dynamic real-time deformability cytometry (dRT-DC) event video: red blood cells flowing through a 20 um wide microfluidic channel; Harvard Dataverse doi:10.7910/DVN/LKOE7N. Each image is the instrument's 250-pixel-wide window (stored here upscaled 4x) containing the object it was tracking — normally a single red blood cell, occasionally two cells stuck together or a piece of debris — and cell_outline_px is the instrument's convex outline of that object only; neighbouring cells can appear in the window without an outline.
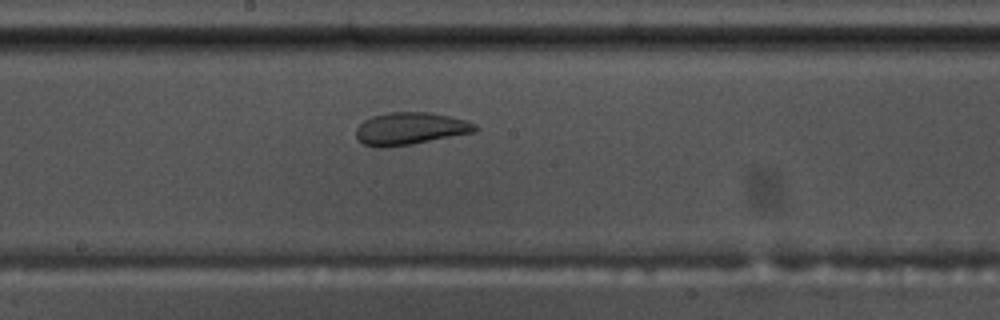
{"species": "common noctule bat (a hibernating species)", "species_latin": "Nyctalus noctula", "temperature_condition": "warm", "stored_images_in_passage": 48, "camera_frame_rate_fps": 3000, "um_per_image_px": 0.085, "animal": {"sex": "male", "body_mass_g": 17.5, "forearm_length_mm": 52.3}, "frame": {"image": 1, "passage_image": 22, "time_ms": 7.0, "image_size_px": [1000, 320], "cell_outline_px": [[480, 128], [476, 132], [412, 144], [384, 148], [376, 148], [364, 144], [356, 140], [356, 128], [364, 120], [372, 116], [388, 112], [428, 112], [468, 120], [476, 124]], "centroid_in_image_um": [34.87, 10.94], "position_along_channel_um": 213.3, "area_um2": 22.77}}
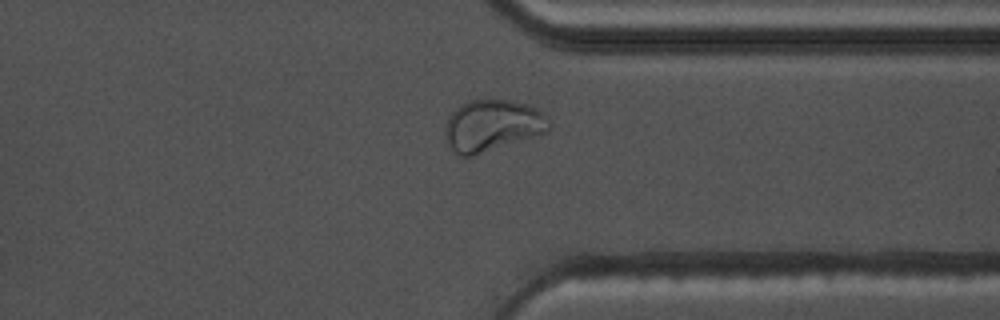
{"frame": {"image": 2, "passage_image": 35, "time_ms": 11.333, "image_size_px": [1000, 320], "cell_outline_px": [[552, 128], [548, 132], [540, 136], [472, 156], [460, 156], [448, 144], [444, 132], [444, 128], [448, 116], [460, 104], [468, 100], [512, 100], [528, 104], [540, 108], [544, 112], [552, 124]], "centroid_in_image_um": [41.92, 10.66], "position_along_channel_um": 369.5, "area_um2": 32.02}}
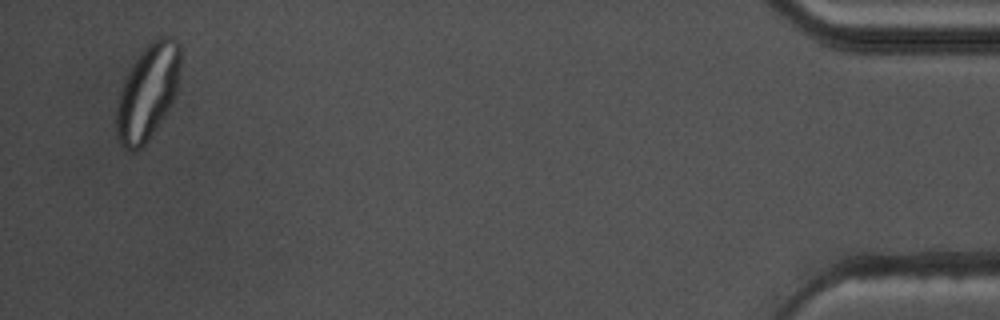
{"frame": {"image": 3, "passage_image": 46, "time_ms": 15.0, "image_size_px": [1000, 320], "cell_outline_px": [[180, 64], [176, 92], [168, 108], [144, 144], [136, 152], [132, 152], [124, 148], [120, 144], [116, 132], [116, 108], [120, 92], [124, 80], [132, 64], [144, 48], [152, 40], [160, 36], [172, 36], [180, 44]], "centroid_in_image_um": [12.54, 7.8], "position_along_channel_um": 422.7, "area_um2": 35.14}, "authors_computed_cell_mechanics": {"area_um2": 27.1082, "velocity_mm_per_s": 3.6227, "shape_relaxation_time_tau1_ms": null, "shape_relaxation_time_tau2_ms": 0.9356, "deformation_change_tau1": null, "deformation_change_tau2": 0.0693}}